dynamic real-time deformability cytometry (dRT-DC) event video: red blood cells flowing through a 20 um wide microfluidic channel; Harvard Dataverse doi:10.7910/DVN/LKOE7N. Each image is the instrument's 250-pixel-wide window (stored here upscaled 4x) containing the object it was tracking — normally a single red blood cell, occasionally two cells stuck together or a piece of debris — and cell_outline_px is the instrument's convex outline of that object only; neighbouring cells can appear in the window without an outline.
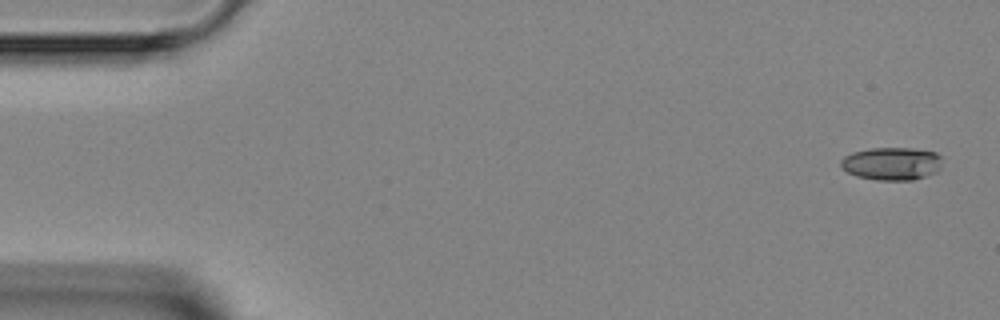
{"species": "Egyptian fruit bat (a non-hibernating species)", "species_latin": "Rousettus aegyptiacus", "temperature_condition": "room temperature", "stored_images_in_passage": 6, "camera_frame_rate_fps": 3000, "um_per_image_px": 0.085, "animal": {"sex": "female"}, "frame": {"image": 1, "passage_image": 1, "time_ms": 0.0, "image_size_px": [1000, 320], "cell_outline_px": [[940, 168], [936, 172], [912, 180], [876, 180], [856, 176], [848, 172], [840, 164], [840, 160], [844, 156], [852, 152], [872, 148], [912, 148], [936, 152], [940, 156]], "centroid_in_image_um": [75.78, 13.9], "position_along_channel_um": 9.2, "area_um2": 19.36}}
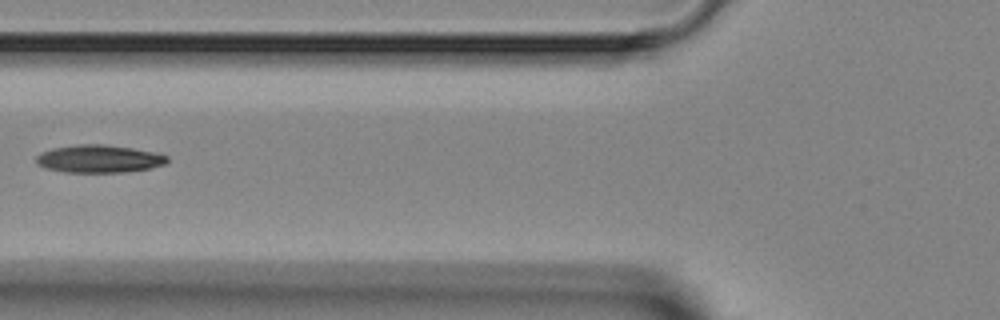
{"frame": {"image": 2, "passage_image": 5, "time_ms": 5.667, "image_size_px": [1000, 320], "cell_outline_px": [[168, 160], [164, 164], [148, 168], [124, 172], [64, 172], [44, 168], [36, 164], [36, 156], [40, 152], [52, 148], [76, 144], [104, 144], [132, 148], [156, 152], [168, 156]], "centroid_in_image_um": [8.36, 13.49], "position_along_channel_um": 117.4, "area_um2": 21.27}}
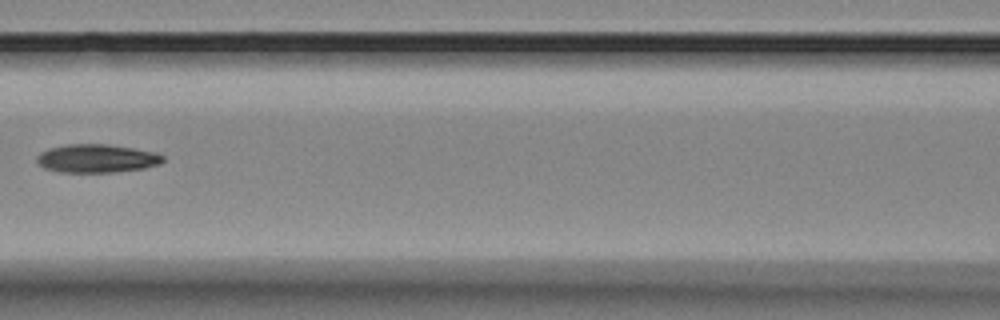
{"frame": {"image": 3, "passage_image": 6, "time_ms": 6.667, "image_size_px": [1000, 320], "cell_outline_px": [[164, 160], [160, 164], [144, 168], [112, 172], [60, 172], [44, 168], [36, 160], [36, 156], [40, 152], [48, 148], [64, 144], [108, 144], [156, 152], [164, 156]], "centroid_in_image_um": [8.21, 13.46], "position_along_channel_um": 158.4, "area_um2": 20.92}}